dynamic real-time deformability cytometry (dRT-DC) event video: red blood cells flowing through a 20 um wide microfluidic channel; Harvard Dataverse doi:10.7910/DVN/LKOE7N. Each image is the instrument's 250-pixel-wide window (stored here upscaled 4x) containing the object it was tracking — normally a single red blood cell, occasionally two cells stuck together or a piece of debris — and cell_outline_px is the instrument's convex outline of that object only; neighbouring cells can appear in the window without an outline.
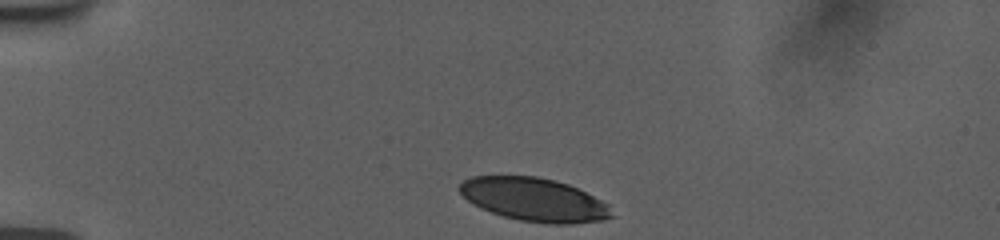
{"species": "human", "species_latin": "Homo sapiens", "temperature_condition": "room temperature", "stored_images_in_passage": 36, "camera_frame_rate_fps": 3000, "um_per_image_px": 0.085, "donor": {"sex": "female"}, "frame": {"image": 1, "passage_image": 1, "time_ms": 0.0, "image_size_px": [1000, 240], "cell_outline_px": [[616, 216], [604, 220], [572, 224], [544, 224], [520, 220], [504, 216], [480, 208], [468, 200], [460, 192], [460, 184], [464, 180], [472, 176], [536, 176], [568, 184], [608, 204]], "centroid_in_image_um": [45.44, 16.98], "position_along_channel_um": 39.6, "area_um2": 38.26}}
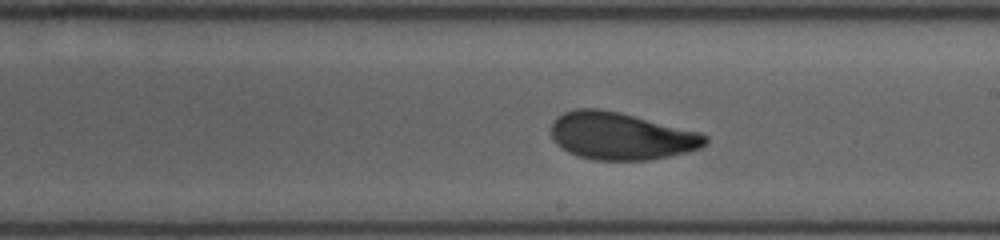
{"frame": {"image": 2, "passage_image": 21, "time_ms": 6.667, "image_size_px": [1000, 240], "cell_outline_px": [[708, 144], [700, 148], [668, 156], [648, 160], [592, 160], [568, 152], [556, 144], [552, 136], [552, 124], [556, 116], [564, 112], [576, 108], [600, 108], [700, 132], [708, 136]], "centroid_in_image_um": [52.77, 11.56], "position_along_channel_um": 236.2, "area_um2": 42.31}}
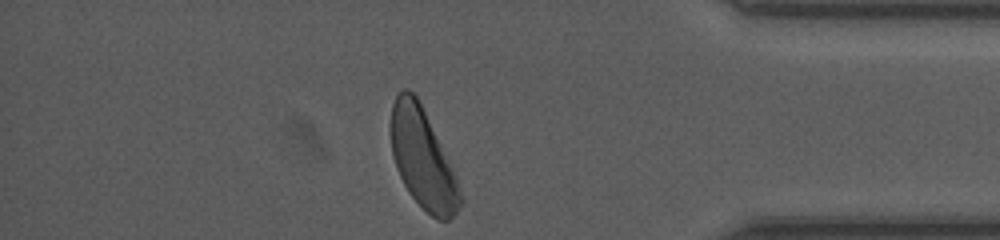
{"frame": {"image": 3, "passage_image": 36, "time_ms": 11.667, "image_size_px": [1000, 240], "cell_outline_px": [[464, 200], [456, 212], [448, 220], [436, 220], [408, 192], [400, 176], [392, 156], [392, 104], [396, 96], [404, 88], [408, 88], [416, 96], [456, 172]], "centroid_in_image_um": [35.97, 13.53], "position_along_channel_um": 399.2, "area_um2": 39.82}, "authors_computed_cell_mechanics": {"area_um2": 42.3385, "velocity_mm_per_s": 3.7287, "shape_relaxation_time_tau1_ms": 3.6965, "shape_relaxation_time_tau2_ms": 1.2549, "deformation_change_tau1": 0.1439, "deformation_change_tau2": 0.0679}}